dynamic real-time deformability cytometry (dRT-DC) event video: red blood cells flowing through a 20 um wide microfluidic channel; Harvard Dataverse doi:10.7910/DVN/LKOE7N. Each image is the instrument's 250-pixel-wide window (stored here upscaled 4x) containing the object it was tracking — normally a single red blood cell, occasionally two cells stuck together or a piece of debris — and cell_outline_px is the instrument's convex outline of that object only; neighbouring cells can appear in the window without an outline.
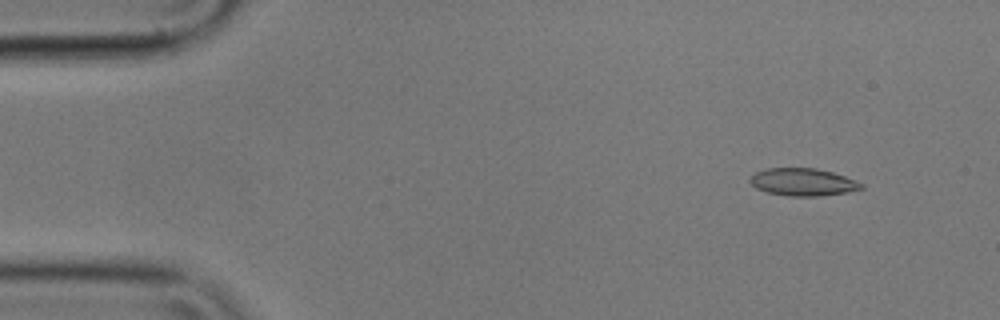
{"species": "common noctule bat (a hibernating species)", "species_latin": "Nyctalus noctula", "temperature_condition": "cold", "stored_images_in_passage": 56, "camera_frame_rate_fps": 3000, "um_per_image_px": 0.085, "animal": {"sex": "male", "body_mass_g": 17.9}, "frame": {"image": 1, "passage_image": 5, "time_ms": 1.333, "image_size_px": [1000, 320], "cell_outline_px": [[864, 188], [848, 192], [820, 196], [788, 196], [768, 192], [756, 188], [748, 180], [756, 172], [768, 168], [816, 168], [832, 172], [856, 180], [864, 184]], "centroid_in_image_um": [68.27, 15.48], "position_along_channel_um": 16.7, "area_um2": 17.8}}
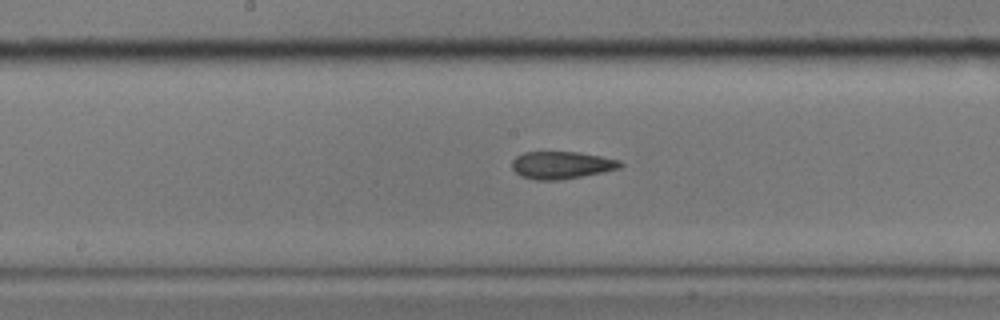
{"frame": {"image": 2, "passage_image": 28, "time_ms": 9.0, "image_size_px": [1000, 320], "cell_outline_px": [[624, 164], [620, 168], [604, 172], [560, 180], [536, 180], [520, 176], [512, 168], [512, 160], [516, 156], [524, 152], [580, 152], [620, 160]], "centroid_in_image_um": [47.74, 14.03], "position_along_channel_um": 200.5, "area_um2": 17.4}}
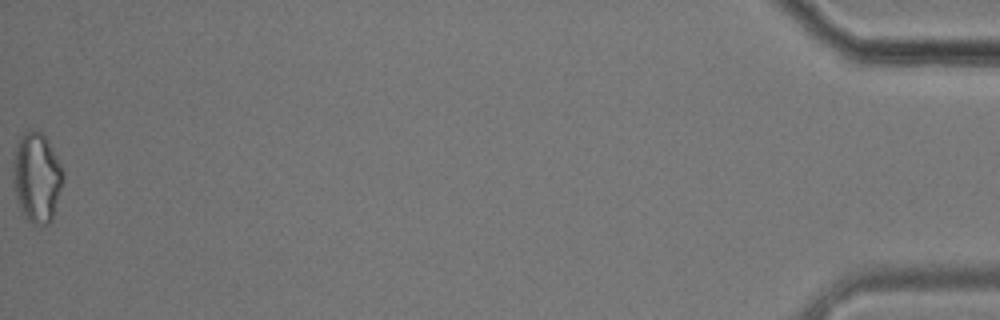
{"frame": {"image": 3, "passage_image": 56, "time_ms": 18.333, "image_size_px": [1000, 320], "cell_outline_px": [[64, 180], [52, 220], [48, 224], [32, 224], [28, 220], [20, 208], [16, 196], [12, 176], [12, 168], [16, 148], [24, 132], [28, 128], [32, 128], [40, 132], [48, 140], [64, 168]], "centroid_in_image_um": [3.15, 15.07], "position_along_channel_um": 432.0, "area_um2": 26.36}, "authors_computed_cell_mechanics": {"area_um2": 17.7735, "velocity_mm_per_s": 3.5531, "shape_relaxation_time_tau1_ms": null, "shape_relaxation_time_tau2_ms": 5.2925, "deformation_change_tau1": null, "deformation_change_tau2": 0.138}}